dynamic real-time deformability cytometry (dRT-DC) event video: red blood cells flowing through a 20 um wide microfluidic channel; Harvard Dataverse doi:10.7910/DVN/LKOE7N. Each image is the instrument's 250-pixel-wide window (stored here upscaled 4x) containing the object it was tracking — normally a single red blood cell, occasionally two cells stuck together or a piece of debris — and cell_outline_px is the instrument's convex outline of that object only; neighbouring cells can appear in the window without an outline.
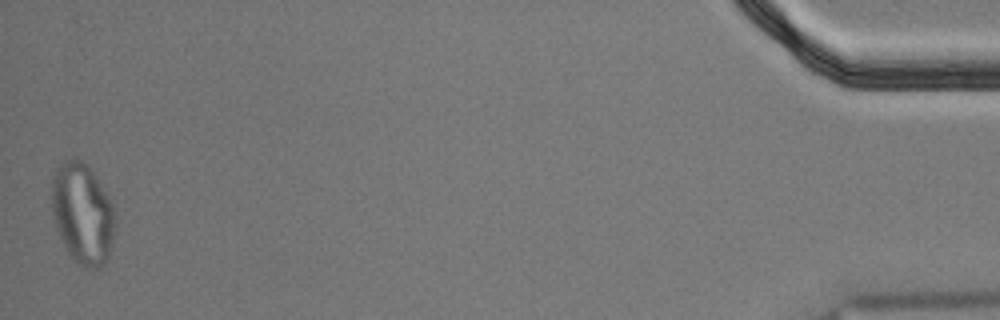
{"species": "Egyptian fruit bat (a non-hibernating species)", "species_latin": "Rousettus aegyptiacus", "temperature_condition": "cold", "stored_images_in_passage": 55, "segment_of_instrument_passage": [2, 2], "camera_frame_rate_fps": 3000, "um_per_image_px": 0.085, "animal": {"sex": "male"}, "frame": {"image": 1, "passage_image": 55, "time_ms": 18.0, "image_size_px": [1000, 320], "cell_outline_px": [[116, 220], [112, 244], [108, 256], [100, 268], [84, 268], [68, 252], [56, 228], [52, 216], [52, 180], [56, 168], [64, 160], [72, 156], [76, 156], [88, 164], [96, 176], [108, 196], [112, 204]], "centroid_in_image_um": [7.01, 18.1], "position_along_channel_um": 428.2, "area_um2": 37.45}}